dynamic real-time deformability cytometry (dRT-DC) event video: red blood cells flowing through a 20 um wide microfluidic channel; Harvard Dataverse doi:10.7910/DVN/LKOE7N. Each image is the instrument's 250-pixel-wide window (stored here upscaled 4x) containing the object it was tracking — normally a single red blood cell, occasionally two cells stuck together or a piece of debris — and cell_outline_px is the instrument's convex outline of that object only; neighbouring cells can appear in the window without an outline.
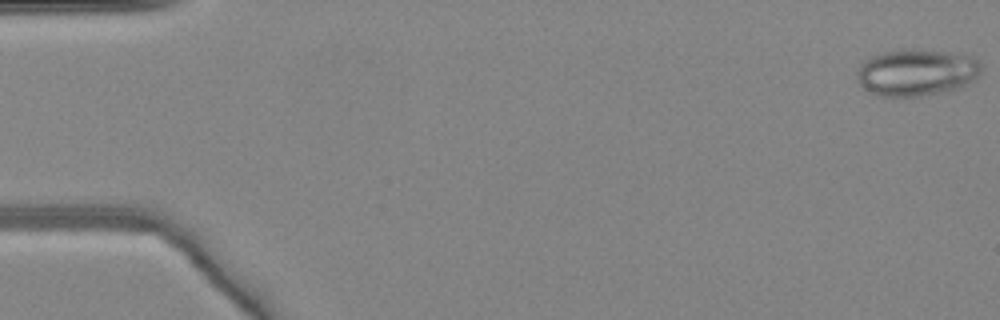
{"species": "common noctule bat (a hibernating species)", "species_latin": "Nyctalus noctula", "temperature_condition": "warm", "stored_images_in_passage": 49, "camera_frame_rate_fps": 3000, "um_per_image_px": 0.085, "animal": {"sex": "female", "body_mass_g": 24.6, "forearm_length_mm": 56.2}, "frame": {"image": 1, "passage_image": 1, "time_ms": 0.0, "image_size_px": [1000, 320], "cell_outline_px": [[980, 72], [972, 80], [956, 88], [924, 96], [880, 96], [864, 88], [856, 80], [860, 64], [864, 60], [880, 52], [900, 48], [916, 48], [972, 56], [980, 64]], "centroid_in_image_um": [77.84, 6.13], "position_along_channel_um": 7.2, "area_um2": 33.76}}
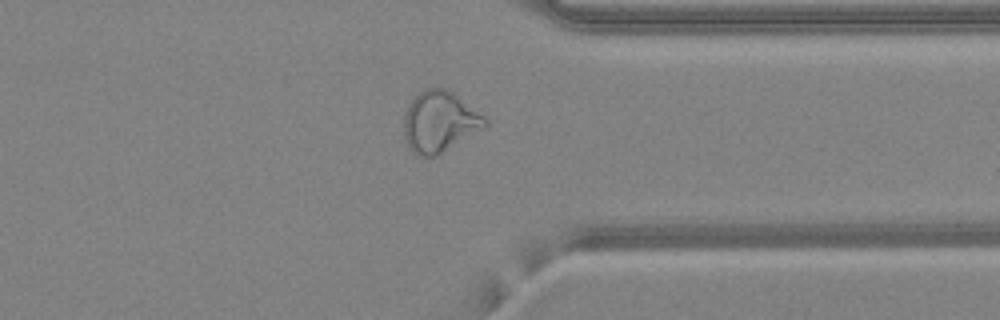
{"frame": {"image": 2, "passage_image": 38, "time_ms": 12.333, "image_size_px": [1000, 320], "cell_outline_px": [[488, 124], [484, 128], [436, 156], [416, 156], [412, 152], [404, 140], [404, 116], [408, 104], [424, 88], [444, 88], [452, 92], [484, 116], [488, 120]], "centroid_in_image_um": [37.34, 10.36], "position_along_channel_um": 374.1, "area_um2": 28.67}}
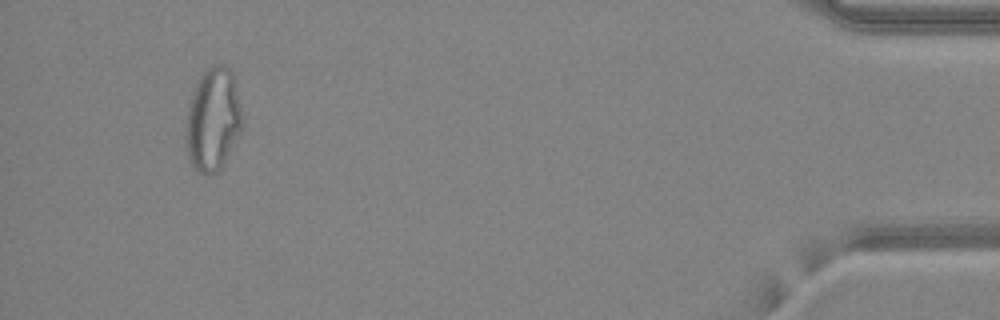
{"frame": {"image": 3, "passage_image": 46, "time_ms": 15.0, "image_size_px": [1000, 320], "cell_outline_px": [[244, 124], [240, 132], [220, 168], [216, 172], [208, 176], [204, 176], [192, 164], [188, 156], [188, 108], [192, 92], [200, 76], [212, 64], [224, 64], [232, 72], [244, 120]], "centroid_in_image_um": [18.14, 10.13], "position_along_channel_um": 417.1, "area_um2": 33.18}}